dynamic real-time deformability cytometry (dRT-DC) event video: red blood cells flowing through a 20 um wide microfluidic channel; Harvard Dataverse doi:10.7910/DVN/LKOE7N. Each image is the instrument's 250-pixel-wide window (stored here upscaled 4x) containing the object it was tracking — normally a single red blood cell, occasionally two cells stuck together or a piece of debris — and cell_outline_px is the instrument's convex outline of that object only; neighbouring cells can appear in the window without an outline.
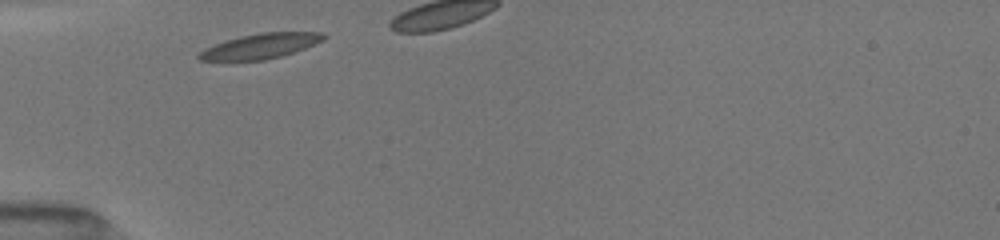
{"species": "common noctule bat (a hibernating species)", "species_latin": "Nyctalus noctula", "temperature_condition": "room temperature", "stored_images_in_passage": 4, "camera_frame_rate_fps": 3000, "um_per_image_px": 0.085, "animal": {"sex": "female", "body_mass_g": 19.5, "forearm_length_mm": 54.1}, "frame": {"image": 1, "passage_image": 1, "time_ms": 0.0, "image_size_px": [1000, 240], "cell_outline_px": [[328, 36], [324, 40], [304, 48], [280, 56], [264, 60], [200, 60], [196, 56], [204, 48], [240, 36], [260, 32], [324, 32]], "centroid_in_image_um": [22.17, 3.9], "position_along_channel_um": 62.8, "area_um2": 17.98}}